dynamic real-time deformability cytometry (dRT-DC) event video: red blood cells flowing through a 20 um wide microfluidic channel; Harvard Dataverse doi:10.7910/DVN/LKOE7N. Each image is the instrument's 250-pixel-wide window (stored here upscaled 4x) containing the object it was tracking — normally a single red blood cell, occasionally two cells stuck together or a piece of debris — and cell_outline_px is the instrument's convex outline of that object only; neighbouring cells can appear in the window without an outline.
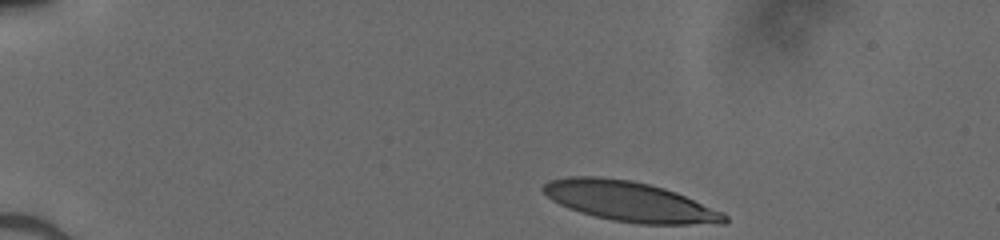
{"species": "human", "species_latin": "Homo sapiens", "temperature_condition": "cold", "stored_images_in_passage": 37, "camera_frame_rate_fps": 3000, "um_per_image_px": 0.085, "donor": {"sex": "male"}, "frame": {"image": 1, "passage_image": 1, "time_ms": 0.0, "image_size_px": [1000, 240], "cell_outline_px": [[728, 220], [724, 224], [636, 224], [612, 220], [580, 212], [568, 208], [552, 200], [540, 188], [548, 180], [568, 176], [596, 176], [632, 180], [664, 188], [676, 192], [724, 212], [728, 216]], "centroid_in_image_um": [53.54, 17.12], "position_along_channel_um": 31.5, "area_um2": 42.37}}
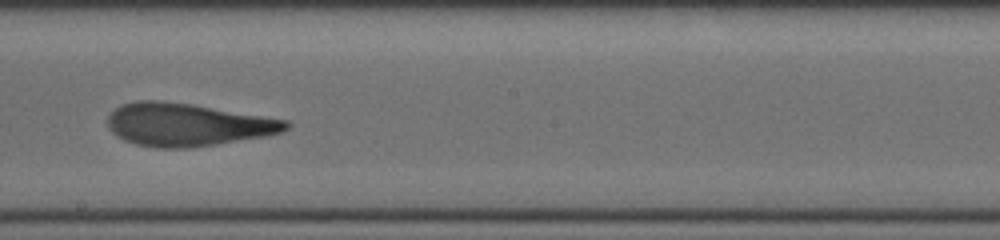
{"frame": {"image": 2, "passage_image": 22, "time_ms": 7.0, "image_size_px": [1000, 240], "cell_outline_px": [[292, 124], [288, 128], [280, 132], [264, 136], [216, 144], [188, 148], [156, 148], [136, 144], [124, 140], [116, 136], [108, 128], [108, 116], [120, 104], [136, 100], [160, 100], [192, 104], [288, 120]], "centroid_in_image_um": [15.89, 10.59], "position_along_channel_um": 232.3, "area_um2": 44.51}}
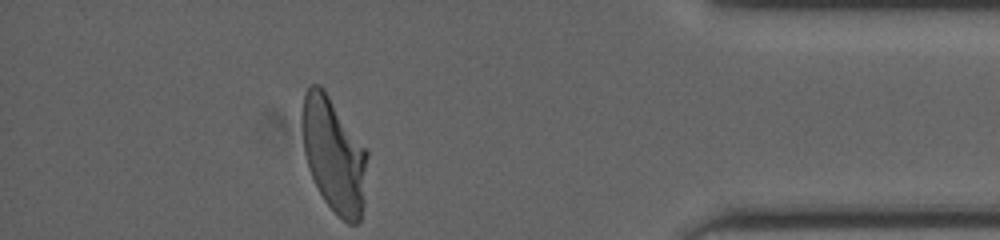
{"frame": {"image": 3, "passage_image": 37, "time_ms": 12.0, "image_size_px": [1000, 240], "cell_outline_px": [[368, 156], [364, 204], [360, 220], [356, 224], [348, 224], [324, 200], [308, 168], [304, 152], [300, 116], [300, 112], [304, 92], [312, 84], [320, 84], [324, 88], [368, 152]], "centroid_in_image_um": [28.37, 13.13], "position_along_channel_um": 406.8, "area_um2": 43.7}}